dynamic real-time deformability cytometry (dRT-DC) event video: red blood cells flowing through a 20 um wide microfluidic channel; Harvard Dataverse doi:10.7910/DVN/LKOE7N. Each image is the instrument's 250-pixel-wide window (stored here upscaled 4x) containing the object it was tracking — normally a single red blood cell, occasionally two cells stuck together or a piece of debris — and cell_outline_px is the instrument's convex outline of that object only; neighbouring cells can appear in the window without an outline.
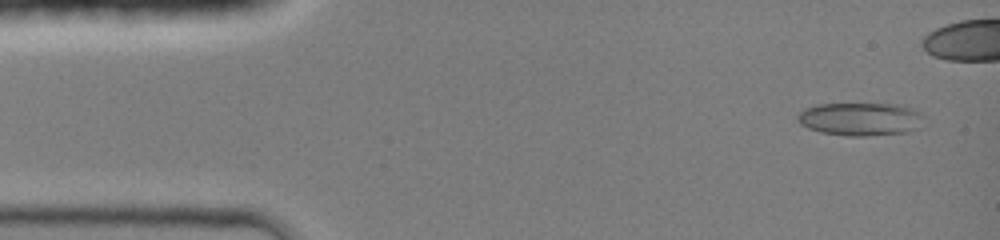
{"species": "common noctule bat (a hibernating species)", "species_latin": "Nyctalus noctula", "temperature_condition": "room temperature", "stored_images_in_passage": 36, "camera_frame_rate_fps": 3000, "um_per_image_px": 0.085, "animal": {"sex": "female", "body_mass_g": 19.0, "forearm_length_mm": 51.5}, "frame": {"image": 1, "passage_image": 2, "time_ms": 0.333, "image_size_px": [1000, 240], "cell_outline_px": [[924, 128], [908, 132], [864, 136], [848, 136], [820, 132], [808, 128], [800, 124], [796, 120], [796, 116], [804, 108], [820, 104], [904, 104], [920, 112], [924, 116]], "centroid_in_image_um": [73.2, 10.12], "position_along_channel_um": 11.8, "area_um2": 24.91}}
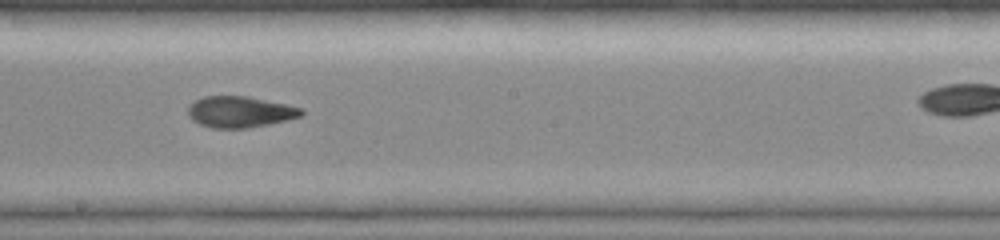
{"frame": {"image": 2, "passage_image": 24, "time_ms": 7.667, "image_size_px": [1000, 240], "cell_outline_px": [[304, 116], [288, 120], [248, 128], [212, 128], [200, 124], [192, 120], [188, 116], [188, 108], [196, 100], [204, 96], [248, 96], [304, 108]], "centroid_in_image_um": [20.44, 9.51], "position_along_channel_um": 227.8, "area_um2": 20.69}}
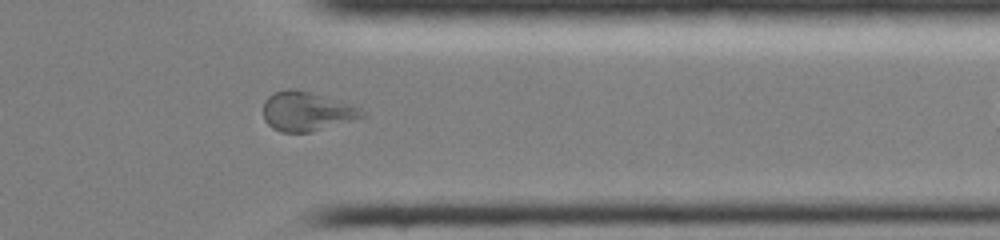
{"frame": {"image": 3, "passage_image": 35, "time_ms": 11.333, "image_size_px": [1000, 240], "cell_outline_px": [[364, 116], [352, 120], [312, 132], [280, 132], [272, 128], [264, 120], [264, 100], [268, 96], [284, 88], [296, 88], [336, 100], [360, 108], [364, 112]], "centroid_in_image_um": [26.0, 9.47], "position_along_channel_um": 385.4, "area_um2": 22.37}}